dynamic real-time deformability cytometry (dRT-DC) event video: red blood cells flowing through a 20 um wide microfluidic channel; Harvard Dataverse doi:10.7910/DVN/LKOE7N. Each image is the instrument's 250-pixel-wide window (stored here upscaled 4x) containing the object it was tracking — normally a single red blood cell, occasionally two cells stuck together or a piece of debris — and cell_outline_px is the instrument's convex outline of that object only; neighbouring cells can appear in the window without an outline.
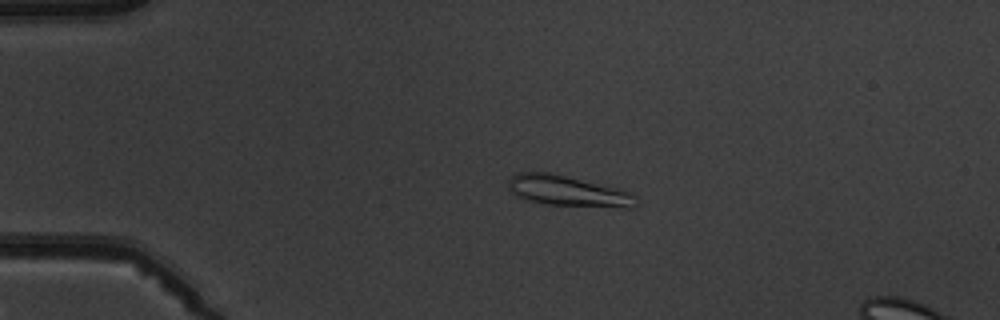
{"species": "common noctule bat (a hibernating species)", "species_latin": "Nyctalus noctula", "temperature_condition": "warm", "stored_images_in_passage": 5, "camera_frame_rate_fps": 3000, "um_per_image_px": 0.085, "animal": {"sex": "male", "body_mass_g": 19.5, "forearm_length_mm": 54.6}, "frame": {"image": 1, "passage_image": 3, "time_ms": 3.0, "image_size_px": [1000, 320], "cell_outline_px": [[640, 204], [632, 208], [624, 208], [544, 204], [528, 200], [516, 196], [508, 188], [508, 176], [520, 172], [548, 172], [620, 188], [632, 192], [636, 196]], "centroid_in_image_um": [48.33, 16.24], "position_along_channel_um": 36.7, "area_um2": 23.24}}